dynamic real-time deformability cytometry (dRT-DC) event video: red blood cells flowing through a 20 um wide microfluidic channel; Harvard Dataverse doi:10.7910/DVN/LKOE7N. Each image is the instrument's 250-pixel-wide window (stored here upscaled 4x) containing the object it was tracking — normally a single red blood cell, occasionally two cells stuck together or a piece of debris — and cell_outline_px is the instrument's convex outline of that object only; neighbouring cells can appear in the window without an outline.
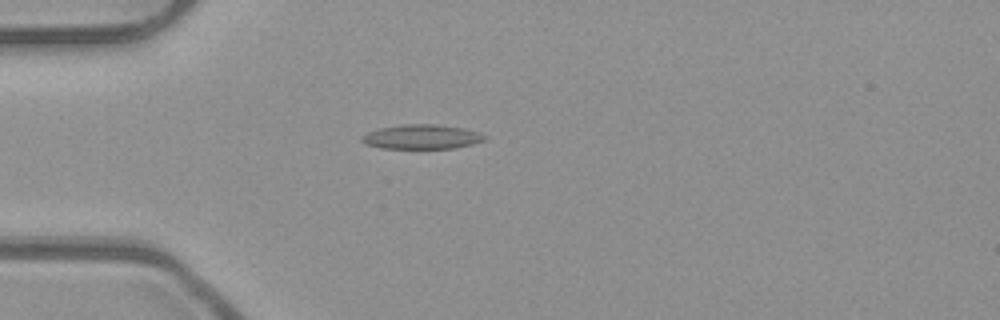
{"species": "common noctule bat (a hibernating species)", "species_latin": "Nyctalus noctula", "temperature_condition": "room temperature", "stored_images_in_passage": 45, "camera_frame_rate_fps": 3000, "um_per_image_px": 0.085, "animal": {"sex": "male", "body_mass_g": 23.1, "forearm_length_mm": 52.7}, "frame": {"image": 1, "passage_image": 8, "time_ms": 2.333, "image_size_px": [1000, 320], "cell_outline_px": [[488, 136], [484, 140], [472, 144], [452, 148], [380, 148], [364, 144], [360, 140], [360, 136], [368, 132], [380, 128], [404, 124], [436, 124], [460, 128], [476, 132]], "centroid_in_image_um": [35.78, 11.63], "position_along_channel_um": 49.2, "area_um2": 17.34}}
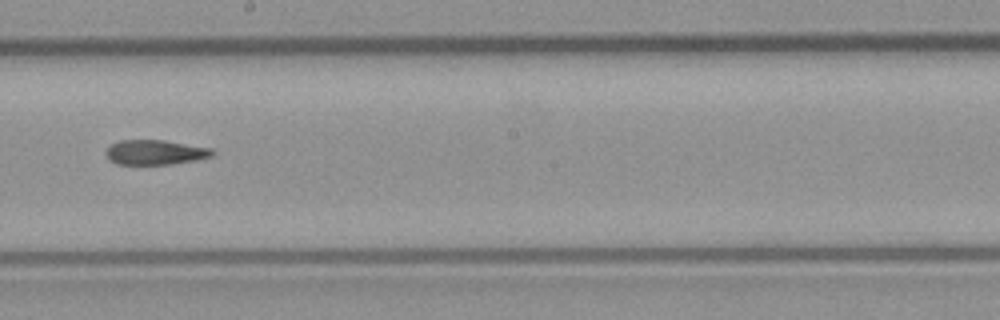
{"frame": {"image": 2, "passage_image": 23, "time_ms": 7.333, "image_size_px": [1000, 320], "cell_outline_px": [[216, 152], [212, 156], [196, 160], [172, 164], [116, 164], [108, 160], [104, 152], [112, 144], [120, 140], [160, 140], [212, 148]], "centroid_in_image_um": [13.18, 12.95], "position_along_channel_um": 235.0, "area_um2": 15.37}}
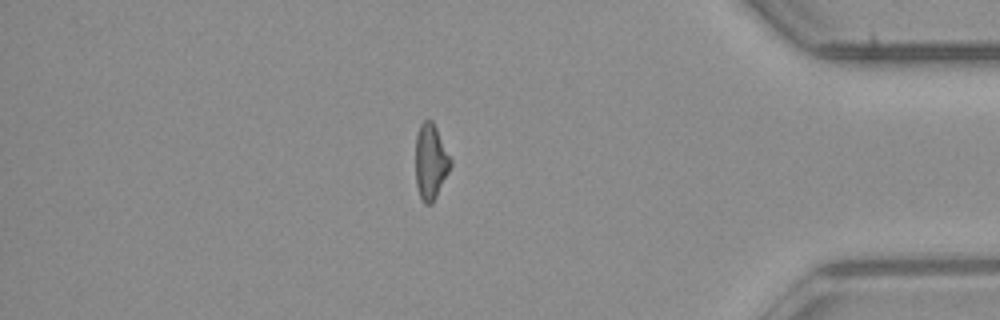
{"frame": {"image": 3, "passage_image": 38, "time_ms": 12.333, "image_size_px": [1000, 320], "cell_outline_px": [[452, 164], [432, 204], [424, 204], [420, 196], [416, 184], [416, 136], [420, 124], [424, 120], [432, 120], [452, 160]], "centroid_in_image_um": [36.6, 13.74], "position_along_channel_um": 398.6, "area_um2": 15.2}}